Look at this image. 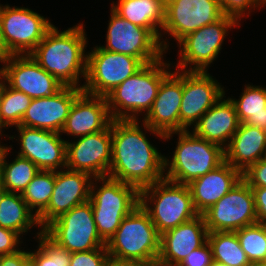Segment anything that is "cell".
I'll list each match as a JSON object with an SVG mask.
<instances>
[{"mask_svg":"<svg viewBox=\"0 0 266 266\" xmlns=\"http://www.w3.org/2000/svg\"><path fill=\"white\" fill-rule=\"evenodd\" d=\"M141 121L112 120V160L108 177L139 190L164 179V156L146 138Z\"/></svg>","mask_w":266,"mask_h":266,"instance_id":"cell-1","label":"cell"},{"mask_svg":"<svg viewBox=\"0 0 266 266\" xmlns=\"http://www.w3.org/2000/svg\"><path fill=\"white\" fill-rule=\"evenodd\" d=\"M83 23L59 31L53 25L30 56L64 86L83 88L87 72V34Z\"/></svg>","mask_w":266,"mask_h":266,"instance_id":"cell-2","label":"cell"},{"mask_svg":"<svg viewBox=\"0 0 266 266\" xmlns=\"http://www.w3.org/2000/svg\"><path fill=\"white\" fill-rule=\"evenodd\" d=\"M163 58L145 64L106 96L112 120H141L148 113L162 80L171 72ZM169 68V69H168Z\"/></svg>","mask_w":266,"mask_h":266,"instance_id":"cell-3","label":"cell"},{"mask_svg":"<svg viewBox=\"0 0 266 266\" xmlns=\"http://www.w3.org/2000/svg\"><path fill=\"white\" fill-rule=\"evenodd\" d=\"M174 134L178 135L177 145L171 158L164 156V179L188 185L225 161L220 145L199 138L189 130L166 134L164 141L172 139Z\"/></svg>","mask_w":266,"mask_h":266,"instance_id":"cell-4","label":"cell"},{"mask_svg":"<svg viewBox=\"0 0 266 266\" xmlns=\"http://www.w3.org/2000/svg\"><path fill=\"white\" fill-rule=\"evenodd\" d=\"M161 234L149 214L138 205L121 222L106 243L109 257L121 261H136L156 266L160 252Z\"/></svg>","mask_w":266,"mask_h":266,"instance_id":"cell-5","label":"cell"},{"mask_svg":"<svg viewBox=\"0 0 266 266\" xmlns=\"http://www.w3.org/2000/svg\"><path fill=\"white\" fill-rule=\"evenodd\" d=\"M98 183L101 185H97ZM89 201L97 232L107 243L122 220L140 205V190L108 176L93 178Z\"/></svg>","mask_w":266,"mask_h":266,"instance_id":"cell-6","label":"cell"},{"mask_svg":"<svg viewBox=\"0 0 266 266\" xmlns=\"http://www.w3.org/2000/svg\"><path fill=\"white\" fill-rule=\"evenodd\" d=\"M140 205L160 234L199 215L188 185L166 179L140 189Z\"/></svg>","mask_w":266,"mask_h":266,"instance_id":"cell-7","label":"cell"},{"mask_svg":"<svg viewBox=\"0 0 266 266\" xmlns=\"http://www.w3.org/2000/svg\"><path fill=\"white\" fill-rule=\"evenodd\" d=\"M236 25L240 26L235 19L224 15L218 21L187 34L177 44L180 60L174 65L176 70L207 72L209 65L221 53L227 33Z\"/></svg>","mask_w":266,"mask_h":266,"instance_id":"cell-8","label":"cell"},{"mask_svg":"<svg viewBox=\"0 0 266 266\" xmlns=\"http://www.w3.org/2000/svg\"><path fill=\"white\" fill-rule=\"evenodd\" d=\"M145 64L138 58L95 46L87 52V72L82 90L106 97Z\"/></svg>","mask_w":266,"mask_h":266,"instance_id":"cell-9","label":"cell"},{"mask_svg":"<svg viewBox=\"0 0 266 266\" xmlns=\"http://www.w3.org/2000/svg\"><path fill=\"white\" fill-rule=\"evenodd\" d=\"M43 232L58 246L71 253L106 247L97 232L90 201L60 215Z\"/></svg>","mask_w":266,"mask_h":266,"instance_id":"cell-10","label":"cell"},{"mask_svg":"<svg viewBox=\"0 0 266 266\" xmlns=\"http://www.w3.org/2000/svg\"><path fill=\"white\" fill-rule=\"evenodd\" d=\"M53 25L29 8L0 4V27L11 55L30 54Z\"/></svg>","mask_w":266,"mask_h":266,"instance_id":"cell-11","label":"cell"},{"mask_svg":"<svg viewBox=\"0 0 266 266\" xmlns=\"http://www.w3.org/2000/svg\"><path fill=\"white\" fill-rule=\"evenodd\" d=\"M223 16L218 0H165V18L160 35L163 50H169L170 45L167 37L166 41L162 39L163 34L175 38L178 44L187 34Z\"/></svg>","mask_w":266,"mask_h":266,"instance_id":"cell-12","label":"cell"},{"mask_svg":"<svg viewBox=\"0 0 266 266\" xmlns=\"http://www.w3.org/2000/svg\"><path fill=\"white\" fill-rule=\"evenodd\" d=\"M202 215L208 232H235L258 223L252 188L241 178Z\"/></svg>","mask_w":266,"mask_h":266,"instance_id":"cell-13","label":"cell"},{"mask_svg":"<svg viewBox=\"0 0 266 266\" xmlns=\"http://www.w3.org/2000/svg\"><path fill=\"white\" fill-rule=\"evenodd\" d=\"M104 50L130 55L144 64L158 61L166 53L160 40L147 28L140 27L110 10Z\"/></svg>","mask_w":266,"mask_h":266,"instance_id":"cell-14","label":"cell"},{"mask_svg":"<svg viewBox=\"0 0 266 266\" xmlns=\"http://www.w3.org/2000/svg\"><path fill=\"white\" fill-rule=\"evenodd\" d=\"M160 84L151 109L142 118L146 133L164 140V135L179 132V111L183 94V71L174 69Z\"/></svg>","mask_w":266,"mask_h":266,"instance_id":"cell-15","label":"cell"},{"mask_svg":"<svg viewBox=\"0 0 266 266\" xmlns=\"http://www.w3.org/2000/svg\"><path fill=\"white\" fill-rule=\"evenodd\" d=\"M220 84L208 71H183L179 132L193 128L202 115L225 95Z\"/></svg>","mask_w":266,"mask_h":266,"instance_id":"cell-16","label":"cell"},{"mask_svg":"<svg viewBox=\"0 0 266 266\" xmlns=\"http://www.w3.org/2000/svg\"><path fill=\"white\" fill-rule=\"evenodd\" d=\"M112 160L111 124L103 131L66 142V168L107 177Z\"/></svg>","mask_w":266,"mask_h":266,"instance_id":"cell-17","label":"cell"},{"mask_svg":"<svg viewBox=\"0 0 266 266\" xmlns=\"http://www.w3.org/2000/svg\"><path fill=\"white\" fill-rule=\"evenodd\" d=\"M20 150L17 155L33 162L40 170L59 171L66 168V142L60 133L16 126Z\"/></svg>","mask_w":266,"mask_h":266,"instance_id":"cell-18","label":"cell"},{"mask_svg":"<svg viewBox=\"0 0 266 266\" xmlns=\"http://www.w3.org/2000/svg\"><path fill=\"white\" fill-rule=\"evenodd\" d=\"M93 177L81 171L64 168L55 171V185L47 207L37 216L43 230L50 222L73 207L89 201Z\"/></svg>","mask_w":266,"mask_h":266,"instance_id":"cell-19","label":"cell"},{"mask_svg":"<svg viewBox=\"0 0 266 266\" xmlns=\"http://www.w3.org/2000/svg\"><path fill=\"white\" fill-rule=\"evenodd\" d=\"M1 65L6 73L8 86L25 93L32 99L52 96L64 87L54 76L46 72L30 54L11 55L1 62Z\"/></svg>","mask_w":266,"mask_h":266,"instance_id":"cell-20","label":"cell"},{"mask_svg":"<svg viewBox=\"0 0 266 266\" xmlns=\"http://www.w3.org/2000/svg\"><path fill=\"white\" fill-rule=\"evenodd\" d=\"M82 91L81 88L64 86L52 96L32 99L19 126L60 133L73 102Z\"/></svg>","mask_w":266,"mask_h":266,"instance_id":"cell-21","label":"cell"},{"mask_svg":"<svg viewBox=\"0 0 266 266\" xmlns=\"http://www.w3.org/2000/svg\"><path fill=\"white\" fill-rule=\"evenodd\" d=\"M207 237L208 229L203 215L163 232L156 266H177L192 251L201 247Z\"/></svg>","mask_w":266,"mask_h":266,"instance_id":"cell-22","label":"cell"},{"mask_svg":"<svg viewBox=\"0 0 266 266\" xmlns=\"http://www.w3.org/2000/svg\"><path fill=\"white\" fill-rule=\"evenodd\" d=\"M112 122L106 97L91 95L82 91L73 102L65 125L60 132L83 137L105 130Z\"/></svg>","mask_w":266,"mask_h":266,"instance_id":"cell-23","label":"cell"},{"mask_svg":"<svg viewBox=\"0 0 266 266\" xmlns=\"http://www.w3.org/2000/svg\"><path fill=\"white\" fill-rule=\"evenodd\" d=\"M242 178V173L224 161L221 165L188 184L196 211L202 215L227 194Z\"/></svg>","mask_w":266,"mask_h":266,"instance_id":"cell-24","label":"cell"},{"mask_svg":"<svg viewBox=\"0 0 266 266\" xmlns=\"http://www.w3.org/2000/svg\"><path fill=\"white\" fill-rule=\"evenodd\" d=\"M224 95L218 100L191 131L195 136L220 145L225 149L239 127L234 104Z\"/></svg>","mask_w":266,"mask_h":266,"instance_id":"cell-25","label":"cell"},{"mask_svg":"<svg viewBox=\"0 0 266 266\" xmlns=\"http://www.w3.org/2000/svg\"><path fill=\"white\" fill-rule=\"evenodd\" d=\"M266 149V131L240 123L238 130L224 149L225 161L244 172L250 165L263 159Z\"/></svg>","mask_w":266,"mask_h":266,"instance_id":"cell-26","label":"cell"},{"mask_svg":"<svg viewBox=\"0 0 266 266\" xmlns=\"http://www.w3.org/2000/svg\"><path fill=\"white\" fill-rule=\"evenodd\" d=\"M111 9L135 25L149 29L159 40L165 18V0H117Z\"/></svg>","mask_w":266,"mask_h":266,"instance_id":"cell-27","label":"cell"},{"mask_svg":"<svg viewBox=\"0 0 266 266\" xmlns=\"http://www.w3.org/2000/svg\"><path fill=\"white\" fill-rule=\"evenodd\" d=\"M40 227L37 216L23 200L22 194L0 191V226L23 236L33 226Z\"/></svg>","mask_w":266,"mask_h":266,"instance_id":"cell-28","label":"cell"},{"mask_svg":"<svg viewBox=\"0 0 266 266\" xmlns=\"http://www.w3.org/2000/svg\"><path fill=\"white\" fill-rule=\"evenodd\" d=\"M12 146L7 151L1 171V188L6 192L20 193L26 189L27 185L39 173L40 169L29 159L15 156L12 162L6 161L11 153ZM9 162V163H8Z\"/></svg>","mask_w":266,"mask_h":266,"instance_id":"cell-29","label":"cell"},{"mask_svg":"<svg viewBox=\"0 0 266 266\" xmlns=\"http://www.w3.org/2000/svg\"><path fill=\"white\" fill-rule=\"evenodd\" d=\"M213 260L227 266H248L250 264L240 246L236 232H208Z\"/></svg>","mask_w":266,"mask_h":266,"instance_id":"cell-30","label":"cell"},{"mask_svg":"<svg viewBox=\"0 0 266 266\" xmlns=\"http://www.w3.org/2000/svg\"><path fill=\"white\" fill-rule=\"evenodd\" d=\"M54 185L55 171L40 170L23 191V200L36 216L49 204Z\"/></svg>","mask_w":266,"mask_h":266,"instance_id":"cell-31","label":"cell"},{"mask_svg":"<svg viewBox=\"0 0 266 266\" xmlns=\"http://www.w3.org/2000/svg\"><path fill=\"white\" fill-rule=\"evenodd\" d=\"M35 236L38 249L29 251L31 266H70L71 252L58 246L40 228Z\"/></svg>","mask_w":266,"mask_h":266,"instance_id":"cell-32","label":"cell"},{"mask_svg":"<svg viewBox=\"0 0 266 266\" xmlns=\"http://www.w3.org/2000/svg\"><path fill=\"white\" fill-rule=\"evenodd\" d=\"M31 101L32 98L25 93L7 86L0 107V133H3V129L21 124Z\"/></svg>","mask_w":266,"mask_h":266,"instance_id":"cell-33","label":"cell"},{"mask_svg":"<svg viewBox=\"0 0 266 266\" xmlns=\"http://www.w3.org/2000/svg\"><path fill=\"white\" fill-rule=\"evenodd\" d=\"M240 246L250 263L266 262V224L256 223L236 230Z\"/></svg>","mask_w":266,"mask_h":266,"instance_id":"cell-34","label":"cell"},{"mask_svg":"<svg viewBox=\"0 0 266 266\" xmlns=\"http://www.w3.org/2000/svg\"><path fill=\"white\" fill-rule=\"evenodd\" d=\"M240 98H229L234 104L240 123H245L250 117L260 114L266 107V87L244 85Z\"/></svg>","mask_w":266,"mask_h":266,"instance_id":"cell-35","label":"cell"},{"mask_svg":"<svg viewBox=\"0 0 266 266\" xmlns=\"http://www.w3.org/2000/svg\"><path fill=\"white\" fill-rule=\"evenodd\" d=\"M218 2L222 13L225 16L232 17L239 24L243 17H249L254 9H261L254 0H218Z\"/></svg>","mask_w":266,"mask_h":266,"instance_id":"cell-36","label":"cell"},{"mask_svg":"<svg viewBox=\"0 0 266 266\" xmlns=\"http://www.w3.org/2000/svg\"><path fill=\"white\" fill-rule=\"evenodd\" d=\"M109 258L106 247L71 253L70 266H104Z\"/></svg>","mask_w":266,"mask_h":266,"instance_id":"cell-37","label":"cell"},{"mask_svg":"<svg viewBox=\"0 0 266 266\" xmlns=\"http://www.w3.org/2000/svg\"><path fill=\"white\" fill-rule=\"evenodd\" d=\"M242 179L251 188H266V160L260 159L242 172Z\"/></svg>","mask_w":266,"mask_h":266,"instance_id":"cell-38","label":"cell"},{"mask_svg":"<svg viewBox=\"0 0 266 266\" xmlns=\"http://www.w3.org/2000/svg\"><path fill=\"white\" fill-rule=\"evenodd\" d=\"M213 262L212 250L206 241L201 247L196 248L186 256L177 266H211Z\"/></svg>","mask_w":266,"mask_h":266,"instance_id":"cell-39","label":"cell"},{"mask_svg":"<svg viewBox=\"0 0 266 266\" xmlns=\"http://www.w3.org/2000/svg\"><path fill=\"white\" fill-rule=\"evenodd\" d=\"M22 238L15 231L0 226V256L12 254L20 250L19 246L23 243Z\"/></svg>","mask_w":266,"mask_h":266,"instance_id":"cell-40","label":"cell"},{"mask_svg":"<svg viewBox=\"0 0 266 266\" xmlns=\"http://www.w3.org/2000/svg\"><path fill=\"white\" fill-rule=\"evenodd\" d=\"M0 266H31L29 251L20 249L12 254L1 255Z\"/></svg>","mask_w":266,"mask_h":266,"instance_id":"cell-41","label":"cell"},{"mask_svg":"<svg viewBox=\"0 0 266 266\" xmlns=\"http://www.w3.org/2000/svg\"><path fill=\"white\" fill-rule=\"evenodd\" d=\"M257 220L266 224V188H252Z\"/></svg>","mask_w":266,"mask_h":266,"instance_id":"cell-42","label":"cell"},{"mask_svg":"<svg viewBox=\"0 0 266 266\" xmlns=\"http://www.w3.org/2000/svg\"><path fill=\"white\" fill-rule=\"evenodd\" d=\"M245 123L266 131V107L260 114L250 117Z\"/></svg>","mask_w":266,"mask_h":266,"instance_id":"cell-43","label":"cell"},{"mask_svg":"<svg viewBox=\"0 0 266 266\" xmlns=\"http://www.w3.org/2000/svg\"><path fill=\"white\" fill-rule=\"evenodd\" d=\"M104 266H148L144 263L136 262V261H121L116 260L111 257H109Z\"/></svg>","mask_w":266,"mask_h":266,"instance_id":"cell-44","label":"cell"},{"mask_svg":"<svg viewBox=\"0 0 266 266\" xmlns=\"http://www.w3.org/2000/svg\"><path fill=\"white\" fill-rule=\"evenodd\" d=\"M8 86V80L3 67H0V107L2 103L3 94Z\"/></svg>","mask_w":266,"mask_h":266,"instance_id":"cell-45","label":"cell"},{"mask_svg":"<svg viewBox=\"0 0 266 266\" xmlns=\"http://www.w3.org/2000/svg\"><path fill=\"white\" fill-rule=\"evenodd\" d=\"M9 56H11V54L8 52V49L5 45V42L2 36V30L0 27V63L6 60Z\"/></svg>","mask_w":266,"mask_h":266,"instance_id":"cell-46","label":"cell"},{"mask_svg":"<svg viewBox=\"0 0 266 266\" xmlns=\"http://www.w3.org/2000/svg\"><path fill=\"white\" fill-rule=\"evenodd\" d=\"M3 135H5V134L0 133V137ZM9 149H10V146H6V144H1V141H0V174L2 171V164H3L4 157H5V155Z\"/></svg>","mask_w":266,"mask_h":266,"instance_id":"cell-47","label":"cell"},{"mask_svg":"<svg viewBox=\"0 0 266 266\" xmlns=\"http://www.w3.org/2000/svg\"><path fill=\"white\" fill-rule=\"evenodd\" d=\"M261 8L265 6L266 0H254Z\"/></svg>","mask_w":266,"mask_h":266,"instance_id":"cell-48","label":"cell"},{"mask_svg":"<svg viewBox=\"0 0 266 266\" xmlns=\"http://www.w3.org/2000/svg\"><path fill=\"white\" fill-rule=\"evenodd\" d=\"M248 266H266V262L265 263H250Z\"/></svg>","mask_w":266,"mask_h":266,"instance_id":"cell-49","label":"cell"},{"mask_svg":"<svg viewBox=\"0 0 266 266\" xmlns=\"http://www.w3.org/2000/svg\"><path fill=\"white\" fill-rule=\"evenodd\" d=\"M211 266H227V265H223V264H219V263L213 262Z\"/></svg>","mask_w":266,"mask_h":266,"instance_id":"cell-50","label":"cell"},{"mask_svg":"<svg viewBox=\"0 0 266 266\" xmlns=\"http://www.w3.org/2000/svg\"><path fill=\"white\" fill-rule=\"evenodd\" d=\"M263 159L266 160V149H265V152H264Z\"/></svg>","mask_w":266,"mask_h":266,"instance_id":"cell-51","label":"cell"},{"mask_svg":"<svg viewBox=\"0 0 266 266\" xmlns=\"http://www.w3.org/2000/svg\"><path fill=\"white\" fill-rule=\"evenodd\" d=\"M1 175V174H0ZM2 190V188H1V176H0V191Z\"/></svg>","mask_w":266,"mask_h":266,"instance_id":"cell-52","label":"cell"}]
</instances>
